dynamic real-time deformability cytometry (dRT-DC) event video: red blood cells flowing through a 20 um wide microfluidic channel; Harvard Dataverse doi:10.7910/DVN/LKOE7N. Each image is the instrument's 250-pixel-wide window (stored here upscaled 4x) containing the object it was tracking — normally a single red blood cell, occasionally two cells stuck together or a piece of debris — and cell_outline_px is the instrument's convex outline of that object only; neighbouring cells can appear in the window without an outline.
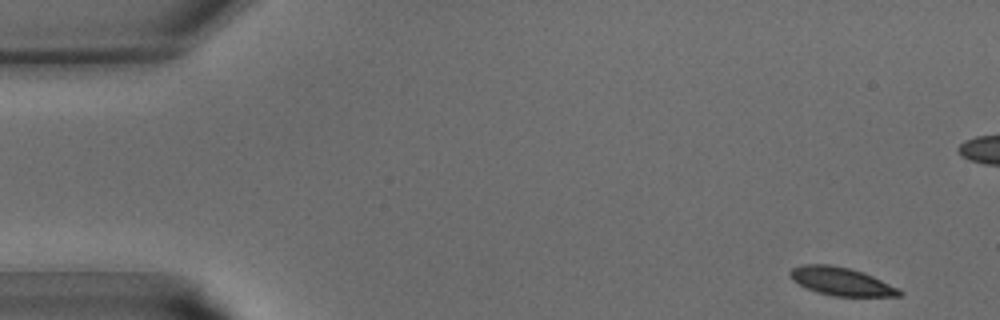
{"species": "common noctule bat (a hibernating species)", "species_latin": "Nyctalus noctula", "temperature_condition": "warm", "stored_images_in_passage": 41, "camera_frame_rate_fps": 3000, "um_per_image_px": 0.085, "animal": {"sex": "male", "body_mass_g": 15.6}, "frame": {"image": 1, "passage_image": 1, "time_ms": 0.0, "image_size_px": [1000, 320], "cell_outline_px": [[904, 292], [900, 296], [832, 296], [816, 292], [792, 280], [788, 272], [792, 268], [804, 264], [828, 264], [852, 268], [864, 272], [900, 288]], "centroid_in_image_um": [71.53, 23.91], "position_along_channel_um": 13.5, "area_um2": 18.09}}
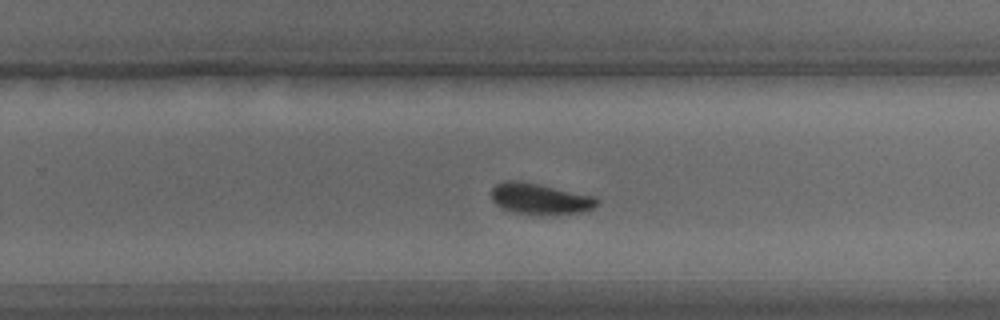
{"frame": {"image": 2, "passage_image": 25, "time_ms": 8.0, "image_size_px": [1000, 320], "cell_outline_px": [[600, 204], [596, 208], [584, 212], [544, 216], [516, 212], [504, 208], [496, 204], [492, 200], [492, 188], [496, 184], [504, 180], [520, 180], [540, 184], [596, 196], [600, 200]], "centroid_in_image_um": [45.99, 16.9], "position_along_channel_um": 283.8, "area_um2": 19.65}}
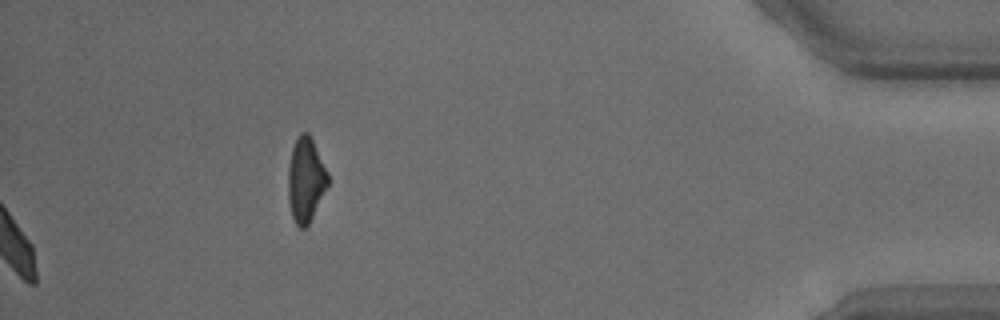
{"frame": {"image": 3, "passage_image": 41, "time_ms": 13.333, "image_size_px": [1000, 320], "cell_outline_px": [[328, 184], [308, 224], [304, 228], [300, 228], [296, 224], [292, 216], [288, 200], [288, 168], [292, 148], [296, 136], [300, 132], [308, 132], [328, 172]], "centroid_in_image_um": [25.96, 15.25], "position_along_channel_um": 409.2, "area_um2": 19.36}}